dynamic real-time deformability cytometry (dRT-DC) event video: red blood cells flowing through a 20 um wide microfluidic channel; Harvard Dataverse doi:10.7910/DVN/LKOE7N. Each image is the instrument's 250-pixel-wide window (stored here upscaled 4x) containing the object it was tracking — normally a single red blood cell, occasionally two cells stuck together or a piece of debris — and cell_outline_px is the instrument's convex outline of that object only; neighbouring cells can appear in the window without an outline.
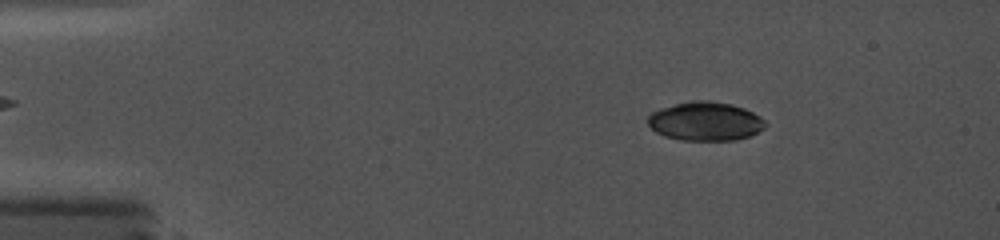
{"species": "common noctule bat (a hibernating species)", "species_latin": "Nyctalus noctula", "temperature_condition": "cold", "stored_images_in_passage": 52, "camera_frame_rate_fps": 5000, "um_per_image_px": 0.085, "animal": {"sex": "female", "body_mass_g": 19.0, "forearm_length_mm": 56.7}, "frame": {"image": 1, "passage_image": 9, "time_ms": 2.8, "image_size_px": [1000, 240], "cell_outline_px": [[768, 124], [764, 128], [748, 136], [736, 140], [680, 140], [664, 136], [656, 132], [648, 124], [648, 116], [652, 112], [660, 108], [692, 100], [708, 100], [732, 104], [744, 108], [760, 116]], "centroid_in_image_um": [59.95, 10.31], "position_along_channel_um": 25.0, "area_um2": 26.59}}
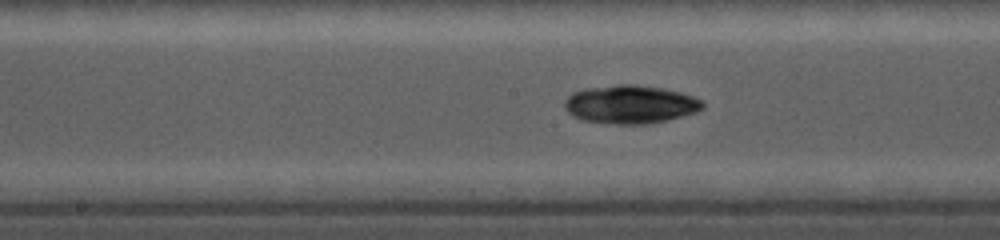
{"frame": {"image": 2, "passage_image": 29, "time_ms": 9.4, "image_size_px": [1000, 240], "cell_outline_px": [[704, 108], [696, 112], [668, 120], [648, 124], [616, 124], [584, 120], [572, 116], [564, 108], [564, 100], [572, 92], [584, 88], [620, 84], [636, 84], [664, 88], [680, 92], [704, 100]], "centroid_in_image_um": [53.58, 8.86], "position_along_channel_um": 194.6, "area_um2": 31.15}}
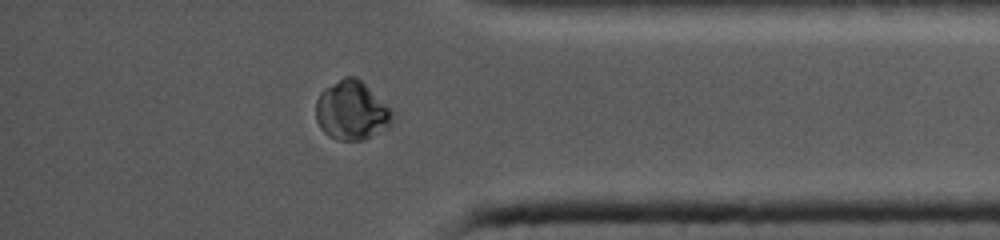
{"frame": {"image": 3, "passage_image": 46, "time_ms": 15.0, "image_size_px": [1000, 240], "cell_outline_px": [[396, 116], [392, 124], [388, 128], [364, 140], [336, 140], [328, 136], [320, 128], [316, 120], [316, 100], [320, 92], [324, 88], [344, 76], [356, 76]], "centroid_in_image_um": [29.87, 9.42], "position_along_channel_um": 405.3, "area_um2": 26.3}}